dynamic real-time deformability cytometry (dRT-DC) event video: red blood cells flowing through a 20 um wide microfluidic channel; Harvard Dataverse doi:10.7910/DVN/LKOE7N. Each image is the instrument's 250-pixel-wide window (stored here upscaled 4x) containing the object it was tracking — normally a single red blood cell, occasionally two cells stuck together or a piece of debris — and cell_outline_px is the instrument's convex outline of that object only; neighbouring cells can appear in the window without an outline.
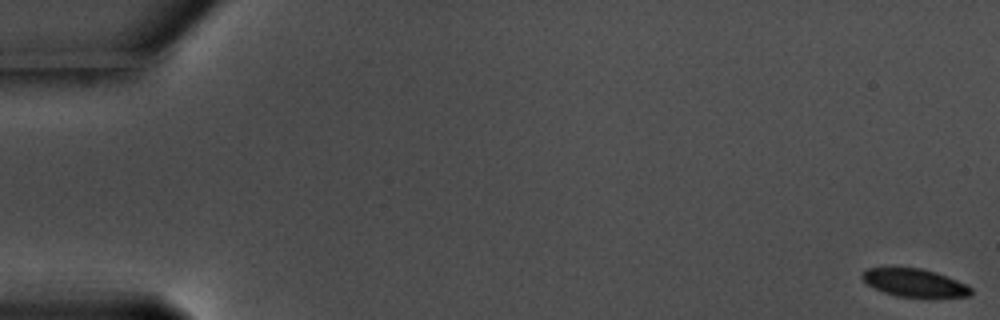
{"species": "common noctule bat (a hibernating species)", "species_latin": "Nyctalus noctula", "temperature_condition": "warm", "stored_images_in_passage": 15, "camera_frame_rate_fps": 3000, "um_per_image_px": 0.085, "animal": {"sex": "male", "body_mass_g": 17.5, "forearm_length_mm": 52.3}, "frame": {"image": 1, "passage_image": 1, "time_ms": 0.0, "image_size_px": [1000, 320], "cell_outline_px": [[972, 296], [896, 296], [884, 292], [868, 284], [860, 276], [868, 268], [920, 268], [936, 272], [956, 280], [972, 288]], "centroid_in_image_um": [77.73, 24.02], "position_along_channel_um": 7.3, "area_um2": 17.17}}